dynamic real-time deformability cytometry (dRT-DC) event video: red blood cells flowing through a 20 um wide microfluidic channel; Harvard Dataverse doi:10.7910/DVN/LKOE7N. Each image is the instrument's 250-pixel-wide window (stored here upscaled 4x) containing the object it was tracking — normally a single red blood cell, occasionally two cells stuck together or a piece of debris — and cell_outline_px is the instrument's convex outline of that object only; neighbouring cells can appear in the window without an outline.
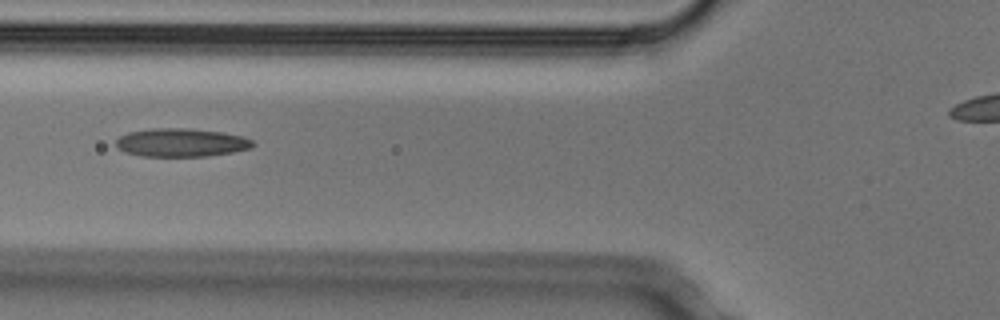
{"species": "Egyptian fruit bat (a non-hibernating species)", "species_latin": "Rousettus aegyptiacus", "temperature_condition": "cold", "stored_images_in_passage": 4, "camera_frame_rate_fps": 3000, "um_per_image_px": 0.085, "animal": {"sex": "male"}, "frame": {"image": 1, "passage_image": 4, "time_ms": 1.0, "image_size_px": [1000, 320], "cell_outline_px": [[256, 144], [252, 148], [232, 152], [208, 156], [144, 156], [124, 152], [116, 148], [116, 140], [120, 136], [128, 132], [152, 128], [188, 128], [224, 132], [244, 136], [252, 140]], "centroid_in_image_um": [15.42, 12.11], "position_along_channel_um": 110.4, "area_um2": 22.83}}